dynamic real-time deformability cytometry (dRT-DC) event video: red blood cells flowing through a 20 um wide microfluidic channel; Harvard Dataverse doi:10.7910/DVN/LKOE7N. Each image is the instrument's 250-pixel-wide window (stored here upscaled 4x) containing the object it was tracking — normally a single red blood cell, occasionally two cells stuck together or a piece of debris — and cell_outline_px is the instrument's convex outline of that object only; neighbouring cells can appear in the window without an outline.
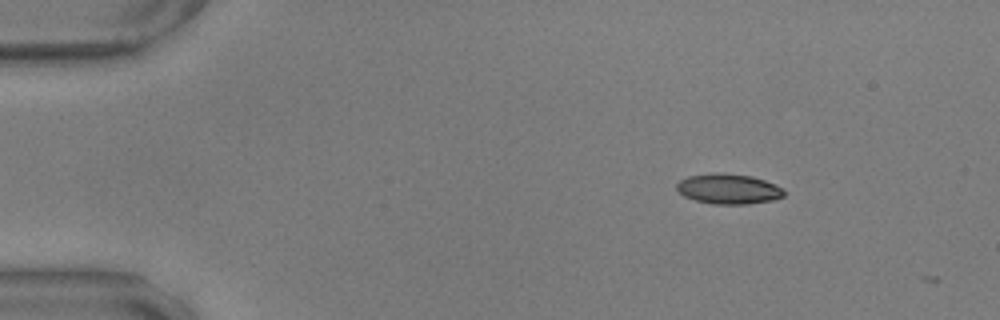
{"species": "common noctule bat (a hibernating species)", "species_latin": "Nyctalus noctula", "temperature_condition": "warm", "stored_images_in_passage": 3, "camera_frame_rate_fps": 3000, "um_per_image_px": 0.085, "animal": {"sex": "male", "body_mass_g": 17.9, "forearm_length_mm": 54.2}, "frame": {"image": 1, "passage_image": 2, "time_ms": 0.333, "image_size_px": [1000, 320], "cell_outline_px": [[784, 196], [772, 200], [748, 204], [712, 204], [696, 200], [684, 196], [676, 188], [676, 184], [680, 180], [688, 176], [712, 172], [716, 172], [752, 176], [776, 184], [784, 188]], "centroid_in_image_um": [61.93, 16.05], "position_along_channel_um": 23.1, "area_um2": 18.96}}